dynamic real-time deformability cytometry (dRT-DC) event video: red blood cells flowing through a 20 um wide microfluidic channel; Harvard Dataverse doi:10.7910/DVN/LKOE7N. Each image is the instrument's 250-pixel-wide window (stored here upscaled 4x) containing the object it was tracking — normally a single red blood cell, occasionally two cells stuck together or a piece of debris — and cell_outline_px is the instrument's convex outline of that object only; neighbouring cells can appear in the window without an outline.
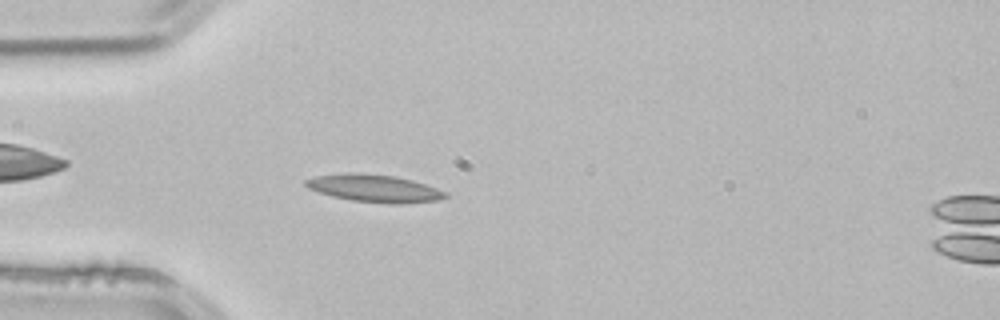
{"species": "common noctule bat (a hibernating species)", "species_latin": "Nyctalus noctula", "temperature_condition": "room temperature", "stored_images_in_passage": 5, "camera_frame_rate_fps": 3000, "um_per_image_px": 0.085, "animal": {"sex": "male", "body_mass_g": 21.5, "forearm_length_mm": 52.0}, "frame": {"image": 1, "passage_image": 4, "time_ms": 1.0, "image_size_px": [1000, 320], "cell_outline_px": [[448, 196], [436, 200], [400, 204], [388, 204], [352, 200], [332, 196], [308, 188], [304, 184], [304, 180], [316, 176], [348, 172], [360, 172], [392, 176], [412, 180], [448, 192]], "centroid_in_image_um": [31.8, 16.0], "position_along_channel_um": 53.2, "area_um2": 22.31}}